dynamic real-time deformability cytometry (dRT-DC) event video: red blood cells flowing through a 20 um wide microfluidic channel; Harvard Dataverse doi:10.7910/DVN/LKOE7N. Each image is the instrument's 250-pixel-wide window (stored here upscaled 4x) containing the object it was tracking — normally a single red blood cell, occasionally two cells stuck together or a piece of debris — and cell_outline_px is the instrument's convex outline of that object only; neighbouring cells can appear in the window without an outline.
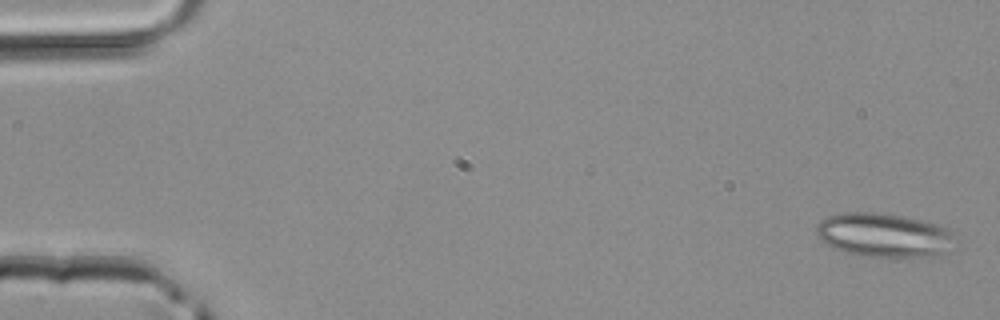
{"species": "common noctule bat (a hibernating species)", "species_latin": "Nyctalus noctula", "temperature_condition": "room temperature", "stored_images_in_passage": 4, "camera_frame_rate_fps": 3000, "um_per_image_px": 0.085, "animal": {"sex": "male", "body_mass_g": 20.4}, "frame": {"image": 1, "passage_image": 1, "time_ms": 0.0, "image_size_px": [1000, 320], "cell_outline_px": [[960, 248], [932, 256], [860, 256], [844, 252], [832, 248], [816, 232], [816, 224], [820, 220], [828, 216], [848, 212], [872, 212], [904, 216], [936, 224], [948, 228], [952, 232]], "centroid_in_image_um": [75.21, 19.99], "position_along_channel_um": 9.8, "area_um2": 35.78}}
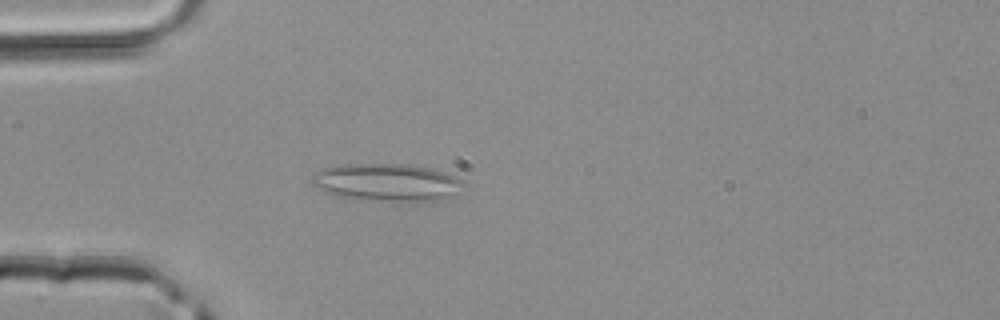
{"frame": {"image": 2, "passage_image": 4, "time_ms": 1.0, "image_size_px": [1000, 320], "cell_outline_px": [[464, 184], [452, 196], [440, 200], [368, 200], [336, 196], [312, 184], [312, 176], [316, 172], [324, 168], [344, 164], [408, 164], [428, 168], [464, 180]], "centroid_in_image_um": [32.86, 15.49], "position_along_channel_um": 52.1, "area_um2": 32.48}}